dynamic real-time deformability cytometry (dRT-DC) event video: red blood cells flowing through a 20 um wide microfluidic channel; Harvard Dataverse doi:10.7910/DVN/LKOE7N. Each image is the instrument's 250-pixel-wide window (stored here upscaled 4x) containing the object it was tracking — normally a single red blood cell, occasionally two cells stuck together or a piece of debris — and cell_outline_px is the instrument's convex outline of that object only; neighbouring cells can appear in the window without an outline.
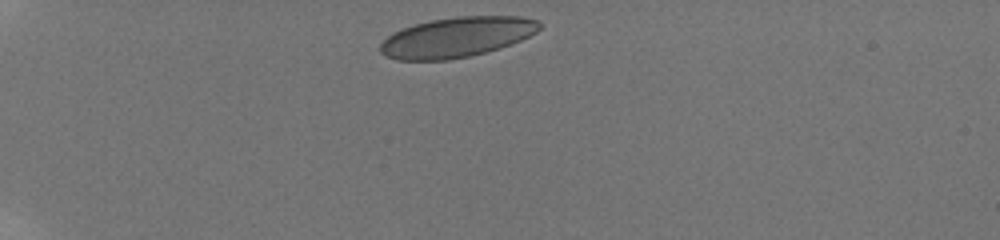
{"species": "human", "species_latin": "Homo sapiens", "temperature_condition": "room temperature", "stored_images_in_passage": 40, "camera_frame_rate_fps": 3000, "um_per_image_px": 0.085, "donor": {"sex": "male"}, "frame": {"image": 1, "passage_image": 1, "time_ms": 0.0, "image_size_px": [1000, 240], "cell_outline_px": [[544, 24], [536, 32], [520, 40], [500, 48], [468, 56], [448, 60], [396, 60], [384, 56], [380, 52], [380, 44], [392, 32], [416, 24], [432, 20], [456, 16], [520, 16], [540, 20]], "centroid_in_image_um": [38.83, 3.15], "position_along_channel_um": 46.2, "area_um2": 37.22}}
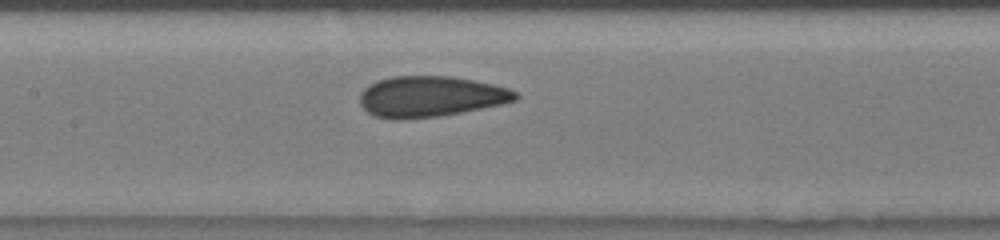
{"frame": {"image": 2, "passage_image": 11, "time_ms": 4.667, "image_size_px": [1000, 240], "cell_outline_px": [[520, 96], [516, 100], [500, 104], [460, 112], [436, 116], [400, 120], [392, 120], [376, 116], [368, 112], [360, 104], [360, 92], [368, 84], [376, 80], [392, 76], [452, 76], [492, 84], [508, 88], [516, 92]], "centroid_in_image_um": [36.54, 8.2], "position_along_channel_um": 170.9, "area_um2": 36.93}}
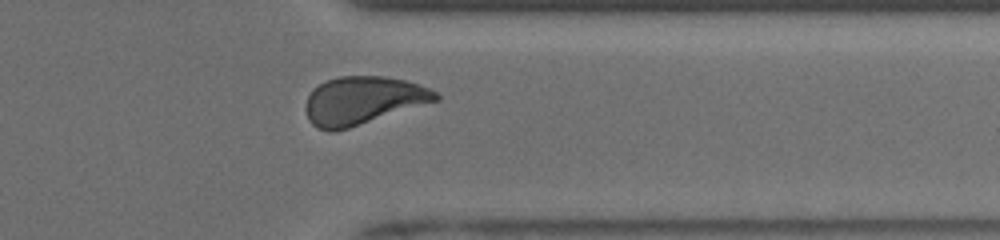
{"frame": {"image": 3, "passage_image": 27, "time_ms": 10.0, "image_size_px": [1000, 240], "cell_outline_px": [[440, 100], [348, 128], [332, 132], [316, 128], [308, 120], [308, 96], [320, 84], [328, 80], [340, 76], [384, 76], [404, 80], [428, 88], [436, 92], [440, 96]], "centroid_in_image_um": [30.88, 8.55], "position_along_channel_um": 380.5, "area_um2": 35.78}, "authors_computed_cell_mechanics": {"area_um2": 36.2695, "velocity_mm_per_s": 3.9345, "shape_relaxation_time_tau1_ms": 10.7493, "shape_relaxation_time_tau2_ms": 0.6317, "deformation_change_tau1": 0.2314, "deformation_change_tau2": 0.0611}}